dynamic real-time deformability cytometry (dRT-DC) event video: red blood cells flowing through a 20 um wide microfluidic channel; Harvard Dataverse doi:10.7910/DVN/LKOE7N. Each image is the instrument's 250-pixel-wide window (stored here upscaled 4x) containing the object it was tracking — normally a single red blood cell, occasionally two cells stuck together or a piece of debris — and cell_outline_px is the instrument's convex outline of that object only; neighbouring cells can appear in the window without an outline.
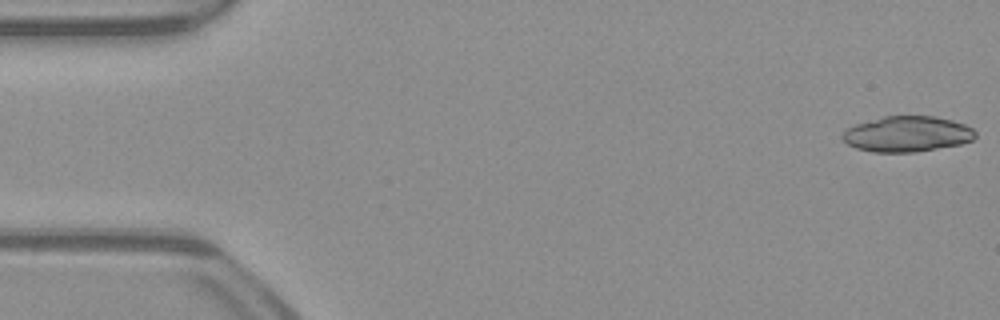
{"species": "common noctule bat (a hibernating species)", "species_latin": "Nyctalus noctula", "temperature_condition": "warm", "stored_images_in_passage": 19, "camera_frame_rate_fps": 3000, "um_per_image_px": 0.085, "animal": {"sex": "male", "body_mass_g": 23.1, "forearm_length_mm": 52.7}, "frame": {"image": 1, "passage_image": 1, "time_ms": 0.0, "image_size_px": [1000, 320], "cell_outline_px": [[976, 136], [972, 140], [960, 144], [916, 152], [872, 152], [856, 148], [848, 144], [840, 136], [848, 128], [856, 124], [884, 116], [932, 116], [952, 120], [964, 124], [972, 128], [976, 132]], "centroid_in_image_um": [77.11, 11.39], "position_along_channel_um": 7.9, "area_um2": 27.46}}